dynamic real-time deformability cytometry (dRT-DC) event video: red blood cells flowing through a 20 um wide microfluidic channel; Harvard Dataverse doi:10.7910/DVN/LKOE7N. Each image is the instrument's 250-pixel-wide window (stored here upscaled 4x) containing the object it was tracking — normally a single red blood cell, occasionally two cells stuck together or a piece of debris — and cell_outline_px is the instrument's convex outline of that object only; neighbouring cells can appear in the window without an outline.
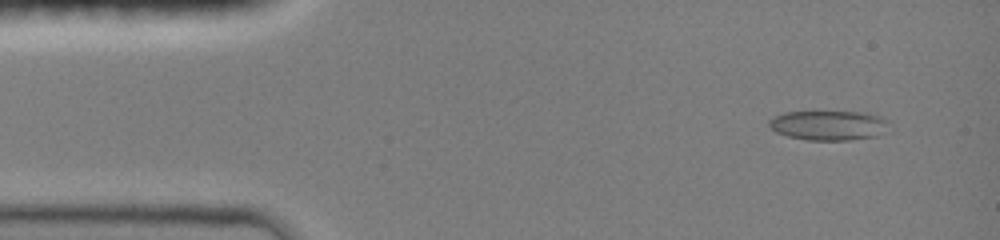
{"species": "common noctule bat (a hibernating species)", "species_latin": "Nyctalus noctula", "temperature_condition": "room temperature", "stored_images_in_passage": 15, "camera_frame_rate_fps": 3000, "um_per_image_px": 0.085, "animal": {"sex": "female", "body_mass_g": 19.0, "forearm_length_mm": 51.5}, "frame": {"image": 1, "passage_image": 4, "time_ms": 1.0, "image_size_px": [1000, 240], "cell_outline_px": [[888, 120], [876, 136], [848, 140], [808, 140], [788, 136], [776, 132], [768, 124], [768, 120], [772, 116], [784, 112], [864, 112], [880, 116]], "centroid_in_image_um": [70.33, 10.64], "position_along_channel_um": 14.7, "area_um2": 20.4}}
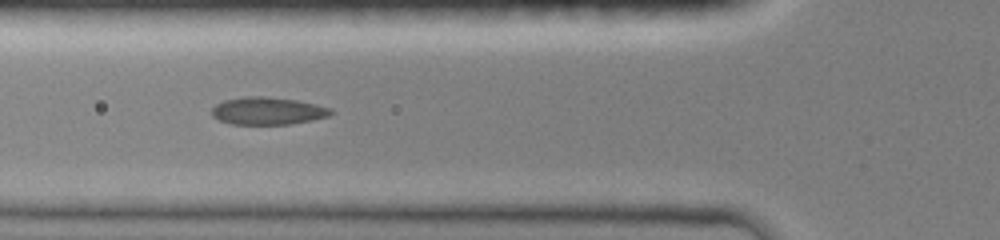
{"frame": {"image": 2, "passage_image": 9, "time_ms": 5.333, "image_size_px": [1000, 240], "cell_outline_px": [[332, 112], [328, 116], [312, 120], [288, 124], [228, 124], [212, 116], [212, 108], [216, 104], [224, 100], [244, 96], [260, 96], [296, 100], [316, 104], [332, 108]], "centroid_in_image_um": [22.73, 9.42], "position_along_channel_um": 103.1, "area_um2": 19.02}}
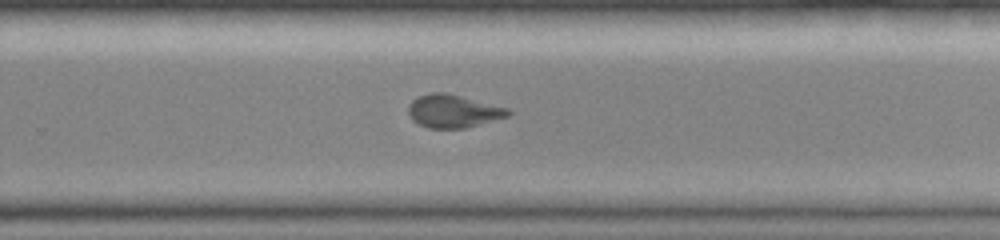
{"frame": {"image": 3, "passage_image": 15, "time_ms": 10.0, "image_size_px": [1000, 240], "cell_outline_px": [[512, 112], [508, 116], [496, 120], [464, 128], [428, 128], [412, 120], [408, 112], [408, 104], [412, 100], [420, 96], [432, 92], [444, 92], [508, 108]], "centroid_in_image_um": [38.51, 9.45], "position_along_channel_um": 291.3, "area_um2": 19.02}}